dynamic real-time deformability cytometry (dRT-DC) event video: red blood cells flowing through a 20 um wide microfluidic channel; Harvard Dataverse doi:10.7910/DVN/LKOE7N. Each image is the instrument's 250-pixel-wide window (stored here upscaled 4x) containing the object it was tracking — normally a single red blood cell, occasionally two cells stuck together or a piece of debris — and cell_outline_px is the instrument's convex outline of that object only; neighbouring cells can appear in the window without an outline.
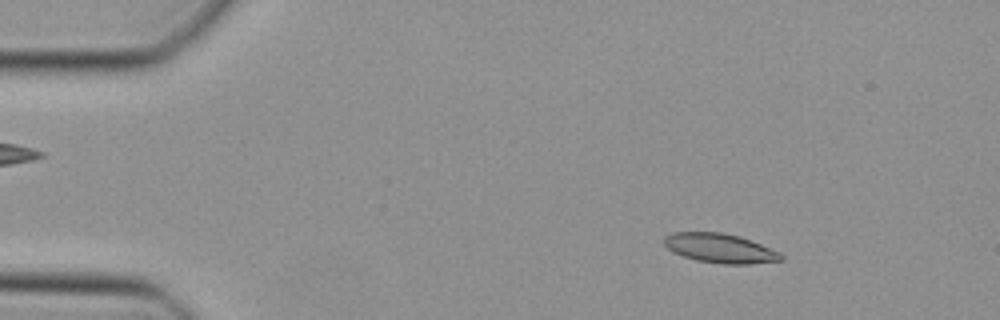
{"species": "Egyptian fruit bat (a non-hibernating species)", "species_latin": "Rousettus aegyptiacus", "temperature_condition": "cold", "stored_images_in_passage": 47, "camera_frame_rate_fps": 3000, "um_per_image_px": 0.085, "animal": {"sex": "female"}, "frame": {"image": 1, "passage_image": 6, "time_ms": 1.667, "image_size_px": [1000, 320], "cell_outline_px": [[784, 260], [748, 264], [724, 264], [696, 260], [672, 252], [664, 244], [664, 236], [672, 232], [720, 232], [736, 236], [760, 244], [780, 252], [784, 256]], "centroid_in_image_um": [61.18, 21.1], "position_along_channel_um": 23.8, "area_um2": 19.83}}
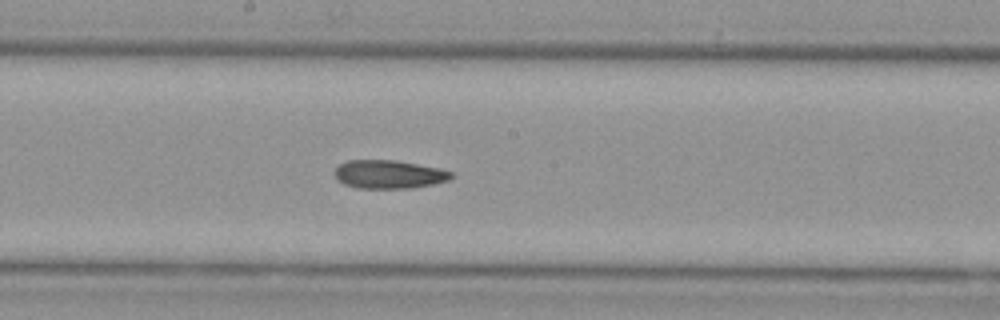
{"frame": {"image": 2, "passage_image": 25, "time_ms": 8.0, "image_size_px": [1000, 320], "cell_outline_px": [[452, 176], [448, 180], [432, 184], [412, 188], [356, 188], [344, 184], [336, 180], [332, 172], [340, 164], [348, 160], [396, 160], [440, 168], [452, 172]], "centroid_in_image_um": [33.0, 14.81], "position_along_channel_um": 215.2, "area_um2": 19.42}}
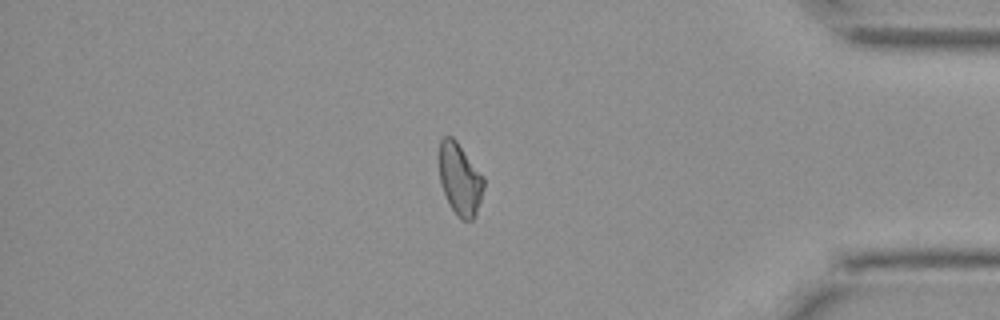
{"frame": {"image": 3, "passage_image": 40, "time_ms": 13.0, "image_size_px": [1000, 320], "cell_outline_px": [[484, 188], [476, 216], [472, 220], [464, 220], [456, 216], [440, 184], [440, 140], [444, 136], [452, 136], [456, 140], [484, 176]], "centroid_in_image_um": [39.12, 15.24], "position_along_channel_um": 396.1, "area_um2": 18.61}}